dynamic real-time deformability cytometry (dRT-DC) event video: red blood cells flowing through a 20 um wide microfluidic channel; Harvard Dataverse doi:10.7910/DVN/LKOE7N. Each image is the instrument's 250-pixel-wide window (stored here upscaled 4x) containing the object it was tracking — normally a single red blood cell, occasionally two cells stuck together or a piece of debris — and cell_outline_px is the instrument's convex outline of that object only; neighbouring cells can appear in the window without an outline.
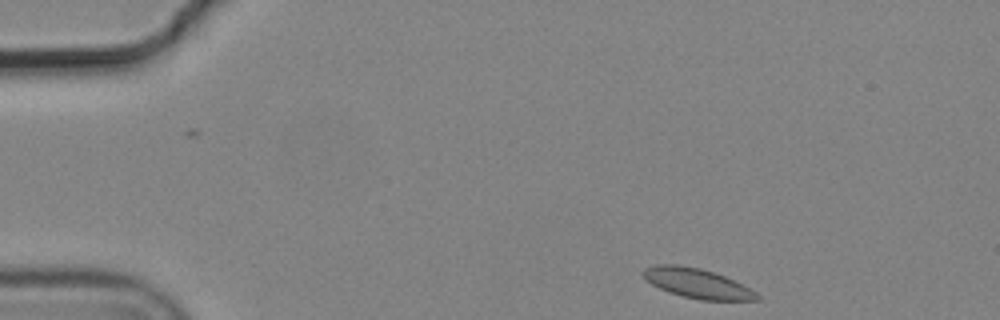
{"species": "common noctule bat (a hibernating species)", "species_latin": "Nyctalus noctula", "temperature_condition": "cold", "stored_images_in_passage": 4, "camera_frame_rate_fps": 3000, "um_per_image_px": 0.085, "animal": {"sex": "male", "body_mass_g": 19.2, "forearm_length_mm": 51.8}, "frame": {"image": 1, "passage_image": 1, "time_ms": 0.0, "image_size_px": [1000, 320], "cell_outline_px": [[760, 300], [700, 300], [668, 292], [644, 280], [640, 272], [644, 268], [656, 264], [676, 264], [700, 268], [724, 276], [744, 284], [756, 292], [760, 296]], "centroid_in_image_um": [59.23, 24.07], "position_along_channel_um": 25.8, "area_um2": 19.83}}